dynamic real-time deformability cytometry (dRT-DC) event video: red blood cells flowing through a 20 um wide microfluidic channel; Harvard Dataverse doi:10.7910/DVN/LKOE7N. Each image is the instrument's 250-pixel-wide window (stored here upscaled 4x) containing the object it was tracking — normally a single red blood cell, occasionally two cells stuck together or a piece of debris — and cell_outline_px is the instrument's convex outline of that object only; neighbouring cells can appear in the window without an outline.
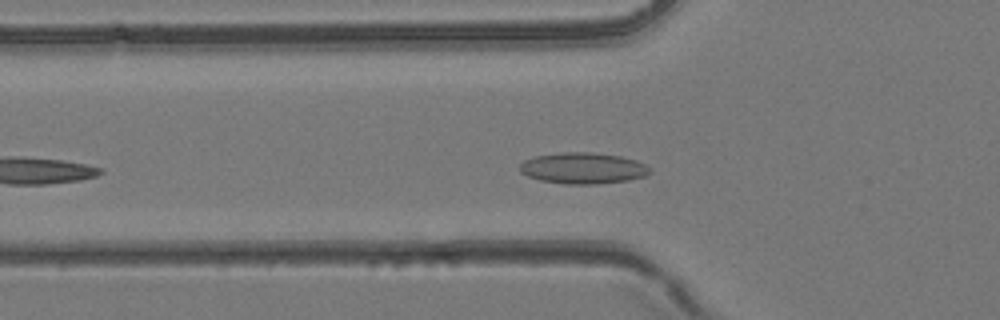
{"species": "common noctule bat (a hibernating species)", "species_latin": "Nyctalus noctula", "temperature_condition": "room temperature", "stored_images_in_passage": 29, "camera_frame_rate_fps": 3000, "um_per_image_px": 0.085, "animal": {"sex": "female", "body_mass_g": 24.6, "forearm_length_mm": 56.2}, "frame": {"image": 1, "passage_image": 6, "time_ms": 1.667, "image_size_px": [1000, 320], "cell_outline_px": [[652, 172], [644, 176], [628, 180], [596, 184], [564, 184], [540, 180], [528, 176], [520, 172], [520, 164], [524, 160], [536, 156], [560, 152], [592, 152], [620, 156], [636, 160], [644, 164]], "centroid_in_image_um": [49.54, 14.29], "position_along_channel_um": 76.3, "area_um2": 23.58}}
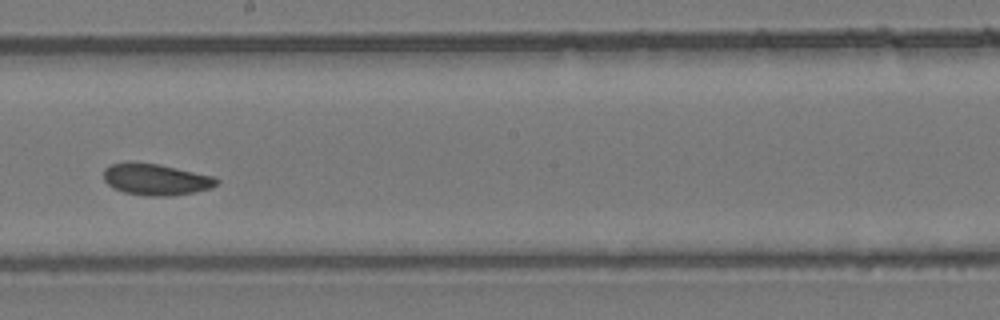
{"frame": {"image": 2, "passage_image": 16, "time_ms": 5.0, "image_size_px": [1000, 320], "cell_outline_px": [[220, 180], [212, 188], [196, 192], [172, 196], [148, 196], [124, 192], [108, 184], [104, 180], [104, 168], [112, 164], [132, 160], [160, 164], [216, 176]], "centroid_in_image_um": [13.29, 15.23], "position_along_channel_um": 234.9, "area_um2": 21.15}}
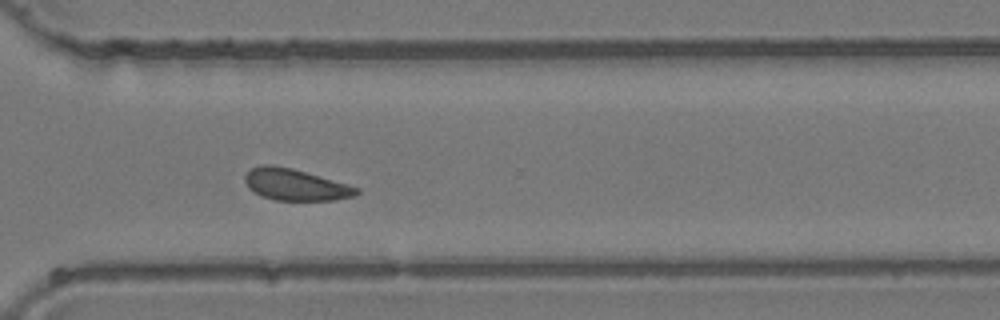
{"frame": {"image": 3, "passage_image": 23, "time_ms": 7.333, "image_size_px": [1000, 320], "cell_outline_px": [[360, 192], [352, 196], [336, 200], [272, 200], [260, 196], [248, 188], [244, 180], [244, 176], [252, 168], [260, 164], [272, 164], [292, 168], [348, 184], [360, 188]], "centroid_in_image_um": [25.08, 15.69], "position_along_channel_um": 345.5, "area_um2": 20.63}}